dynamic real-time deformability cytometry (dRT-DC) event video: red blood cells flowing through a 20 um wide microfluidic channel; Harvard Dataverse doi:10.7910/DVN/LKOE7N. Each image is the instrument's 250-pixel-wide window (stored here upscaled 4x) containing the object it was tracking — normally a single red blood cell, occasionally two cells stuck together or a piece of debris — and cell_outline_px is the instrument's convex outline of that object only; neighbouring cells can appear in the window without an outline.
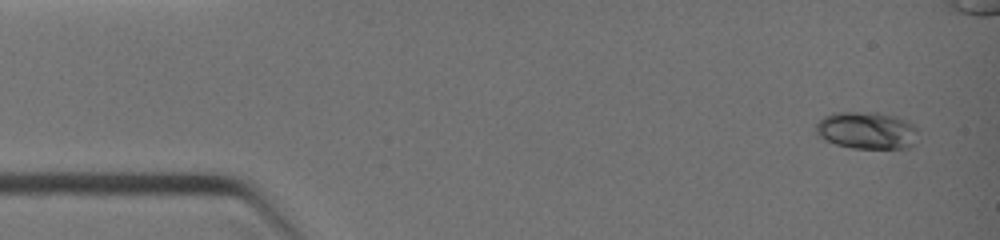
{"species": "common noctule bat (a hibernating species)", "species_latin": "Nyctalus noctula", "temperature_condition": "warm", "stored_images_in_passage": 11, "segment_of_instrument_passage": [1, 2], "camera_frame_rate_fps": 3000, "um_per_image_px": 0.085, "animal": {"sex": "female", "body_mass_g": 19.0, "forearm_length_mm": 51.5}, "frame": {"image": 1, "passage_image": 1, "time_ms": 0.0, "image_size_px": [1000, 240], "cell_outline_px": [[916, 132], [912, 144], [908, 148], [852, 148], [836, 144], [824, 140], [816, 132], [816, 124], [824, 116], [832, 112], [876, 112], [900, 116], [916, 124]], "centroid_in_image_um": [73.68, 11.06], "position_along_channel_um": 11.3, "area_um2": 22.37}}
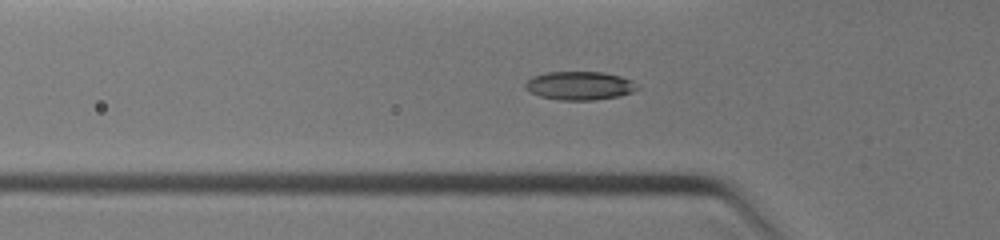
{"frame": {"image": 2, "passage_image": 8, "time_ms": 3.333, "image_size_px": [1000, 240], "cell_outline_px": [[640, 88], [632, 92], [620, 96], [592, 100], [560, 100], [540, 96], [524, 88], [524, 84], [532, 76], [544, 72], [604, 72], [620, 76], [632, 80]], "centroid_in_image_um": [49.27, 7.27], "position_along_channel_um": 76.5, "area_um2": 18.67}}
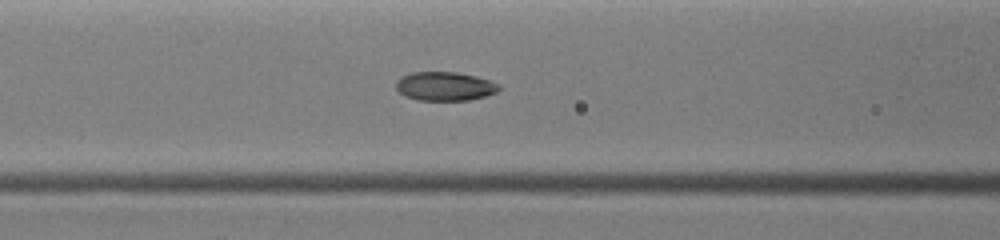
{"frame": {"image": 3, "passage_image": 10, "time_ms": 4.333, "image_size_px": [1000, 240], "cell_outline_px": [[504, 88], [496, 92], [484, 96], [468, 100], [420, 100], [408, 96], [400, 92], [396, 88], [396, 80], [400, 76], [412, 72], [456, 72], [476, 76], [500, 84]], "centroid_in_image_um": [37.84, 7.32], "position_along_channel_um": 128.8, "area_um2": 17.28}}